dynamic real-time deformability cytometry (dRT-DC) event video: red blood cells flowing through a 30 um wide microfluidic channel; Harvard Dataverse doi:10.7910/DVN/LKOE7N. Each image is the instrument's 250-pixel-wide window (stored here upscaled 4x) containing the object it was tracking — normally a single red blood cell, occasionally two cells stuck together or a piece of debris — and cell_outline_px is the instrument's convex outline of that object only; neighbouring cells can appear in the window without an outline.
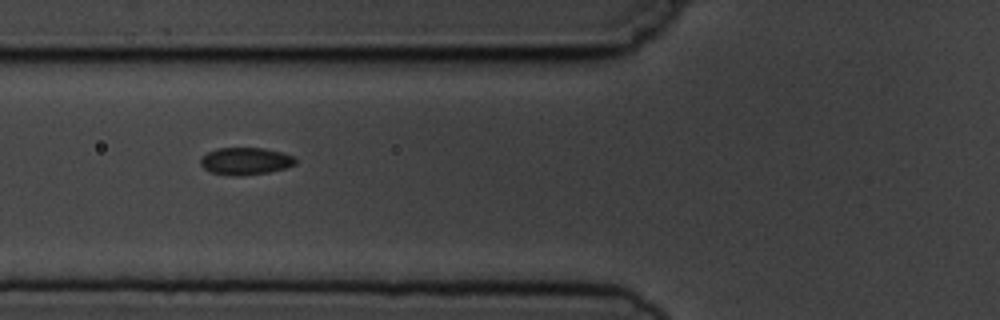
{"species": "common noctule bat (a hibernating species)", "species_latin": "Nyctalus noctula", "temperature_condition": "cold", "stored_images_in_passage": 5, "camera_frame_rate_fps": 3000, "um_per_image_px": 0.085, "animal": {"sex": "male", "body_mass_g": 19.5, "forearm_length_mm": 54.6}, "frame": {"image": 1, "passage_image": 3, "time_ms": 2.333, "image_size_px": [1000, 320], "cell_outline_px": [[296, 164], [284, 168], [268, 172], [240, 176], [232, 176], [212, 172], [204, 168], [200, 164], [200, 160], [208, 152], [216, 148], [264, 148], [284, 152], [296, 156]], "centroid_in_image_um": [20.91, 13.68], "position_along_channel_um": 104.9, "area_um2": 15.14}}
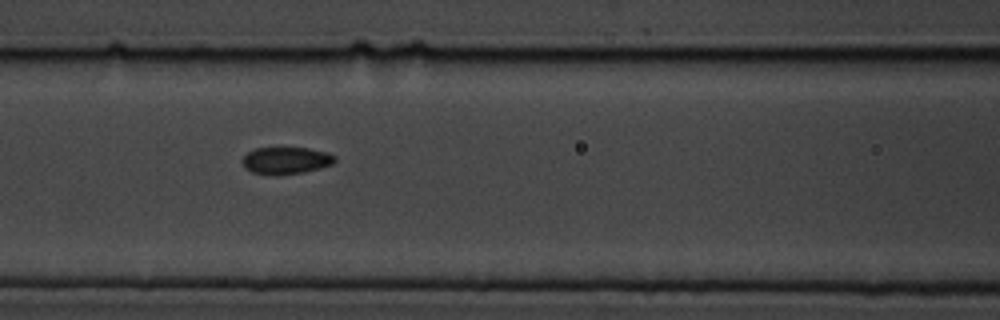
{"frame": {"image": 2, "passage_image": 4, "time_ms": 3.333, "image_size_px": [1000, 320], "cell_outline_px": [[336, 160], [332, 164], [320, 168], [304, 172], [280, 176], [272, 176], [252, 172], [244, 168], [244, 156], [248, 152], [256, 148], [308, 148], [328, 152], [336, 156]], "centroid_in_image_um": [24.33, 13.66], "position_along_channel_um": 142.3, "area_um2": 14.74}}
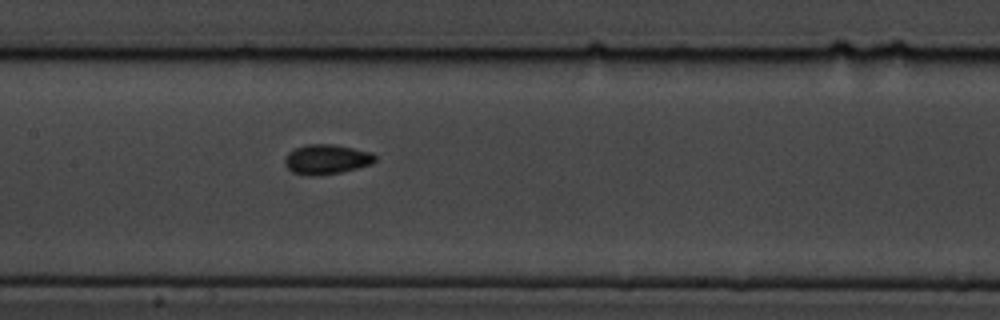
{"frame": {"image": 3, "passage_image": 5, "time_ms": 4.333, "image_size_px": [1000, 320], "cell_outline_px": [[376, 160], [372, 164], [340, 172], [320, 176], [308, 176], [292, 172], [284, 164], [284, 156], [288, 152], [296, 148], [308, 144], [336, 144], [372, 152], [376, 156]], "centroid_in_image_um": [27.74, 13.54], "position_along_channel_um": 179.7, "area_um2": 15.9}}